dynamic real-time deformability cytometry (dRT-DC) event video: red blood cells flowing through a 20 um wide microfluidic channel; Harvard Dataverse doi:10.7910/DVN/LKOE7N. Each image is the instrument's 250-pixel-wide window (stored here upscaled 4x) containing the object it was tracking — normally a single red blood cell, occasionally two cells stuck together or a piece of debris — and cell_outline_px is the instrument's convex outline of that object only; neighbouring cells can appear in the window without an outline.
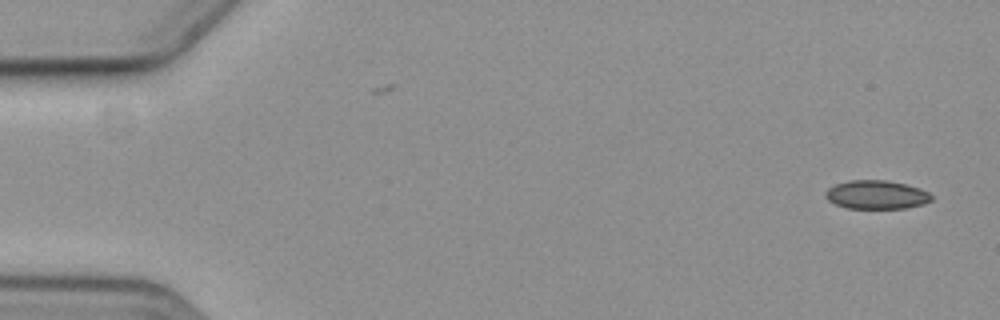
{"species": "common noctule bat (a hibernating species)", "species_latin": "Nyctalus noctula", "temperature_condition": "cold", "stored_images_in_passage": 2, "camera_frame_rate_fps": 3000, "um_per_image_px": 0.085, "animal": {"sex": "female", "body_mass_g": 19.3, "forearm_length_mm": 54.1}, "frame": {"image": 1, "passage_image": 2, "time_ms": 1.0, "image_size_px": [1000, 320], "cell_outline_px": [[932, 200], [924, 204], [904, 208], [848, 208], [836, 204], [828, 200], [824, 196], [824, 192], [828, 188], [836, 184], [848, 180], [888, 180], [920, 188], [928, 192], [932, 196]], "centroid_in_image_um": [74.49, 16.54], "position_along_channel_um": 10.5, "area_um2": 17.69}}